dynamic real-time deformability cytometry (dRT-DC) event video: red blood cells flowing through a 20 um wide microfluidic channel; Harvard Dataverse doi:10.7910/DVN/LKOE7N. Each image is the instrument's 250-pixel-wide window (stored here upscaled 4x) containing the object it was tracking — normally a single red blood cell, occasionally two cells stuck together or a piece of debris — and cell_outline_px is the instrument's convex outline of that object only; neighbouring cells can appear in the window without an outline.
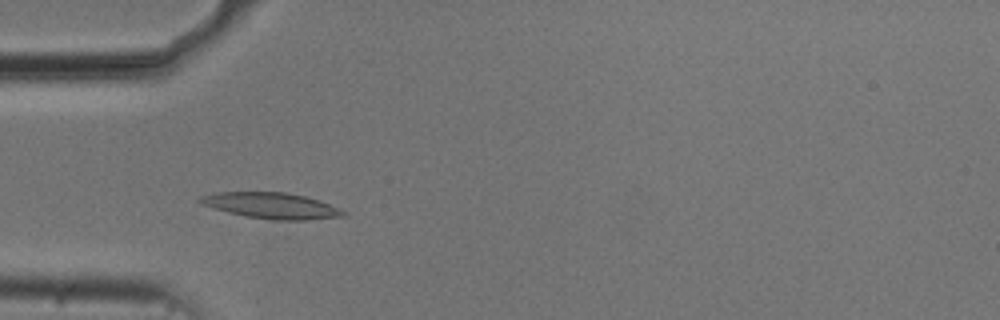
{"species": "common noctule bat (a hibernating species)", "species_latin": "Nyctalus noctula", "temperature_condition": "cold", "stored_images_in_passage": 49, "camera_frame_rate_fps": 3000, "um_per_image_px": 0.085, "animal": {"sex": "male", "body_mass_g": 20.5, "forearm_length_mm": 52.5}, "frame": {"image": 1, "passage_image": 12, "time_ms": 3.667, "image_size_px": [1000, 320], "cell_outline_px": [[348, 216], [308, 220], [272, 220], [244, 216], [228, 212], [204, 204], [196, 200], [200, 196], [216, 192], [284, 192], [304, 196], [320, 200], [348, 212]], "centroid_in_image_um": [23.13, 17.48], "position_along_channel_um": 61.9, "area_um2": 21.73}}
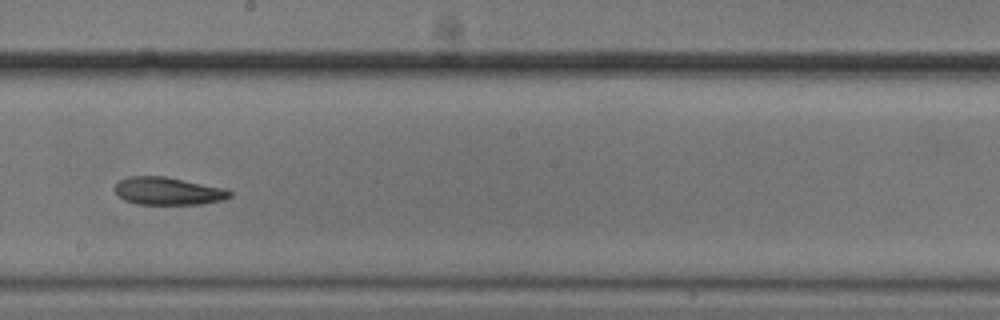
{"frame": {"image": 2, "passage_image": 26, "time_ms": 8.333, "image_size_px": [1000, 320], "cell_outline_px": [[232, 196], [224, 200], [200, 204], [136, 204], [124, 200], [116, 196], [116, 184], [120, 180], [128, 176], [164, 176], [224, 188], [232, 192]], "centroid_in_image_um": [14.27, 16.25], "position_along_channel_um": 233.9, "area_um2": 18.55}}
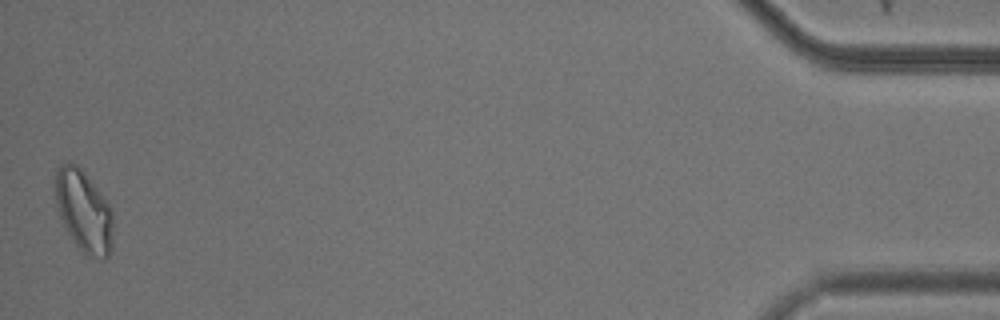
{"frame": {"image": 3, "passage_image": 49, "time_ms": 16.0, "image_size_px": [1000, 320], "cell_outline_px": [[112, 252], [104, 260], [84, 256], [76, 248], [60, 216], [56, 204], [56, 168], [60, 164], [68, 160], [72, 160], [84, 172], [112, 208]], "centroid_in_image_um": [7.13, 17.99], "position_along_channel_um": 428.1, "area_um2": 27.92}, "authors_computed_cell_mechanics": {"area_um2": 20.1722, "velocity_mm_per_s": 3.7147, "shape_relaxation_time_tau1_ms": null, "shape_relaxation_time_tau2_ms": 3.298, "deformation_change_tau1": null, "deformation_change_tau2": 0.0958}}